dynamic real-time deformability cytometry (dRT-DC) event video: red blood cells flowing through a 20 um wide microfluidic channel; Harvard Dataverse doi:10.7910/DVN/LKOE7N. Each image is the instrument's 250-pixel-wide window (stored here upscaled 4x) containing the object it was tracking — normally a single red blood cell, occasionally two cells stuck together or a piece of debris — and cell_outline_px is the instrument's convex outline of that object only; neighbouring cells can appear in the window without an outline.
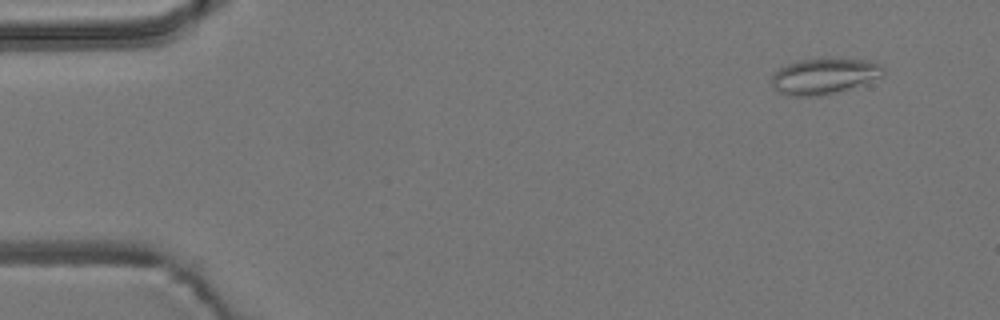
{"species": "common noctule bat (a hibernating species)", "species_latin": "Nyctalus noctula", "temperature_condition": "room temperature", "stored_images_in_passage": 56, "camera_frame_rate_fps": 3000, "um_per_image_px": 0.085, "animal": {"sex": "male", "body_mass_g": 19.2, "forearm_length_mm": 51.8}, "frame": {"image": 1, "passage_image": 5, "time_ms": 1.333, "image_size_px": [1000, 320], "cell_outline_px": [[884, 72], [880, 76], [824, 96], [788, 96], [780, 92], [772, 84], [772, 72], [788, 64], [800, 60], [828, 56], [868, 60], [880, 64], [884, 68]], "centroid_in_image_um": [70.01, 6.42], "position_along_channel_um": 15.0, "area_um2": 23.41}}
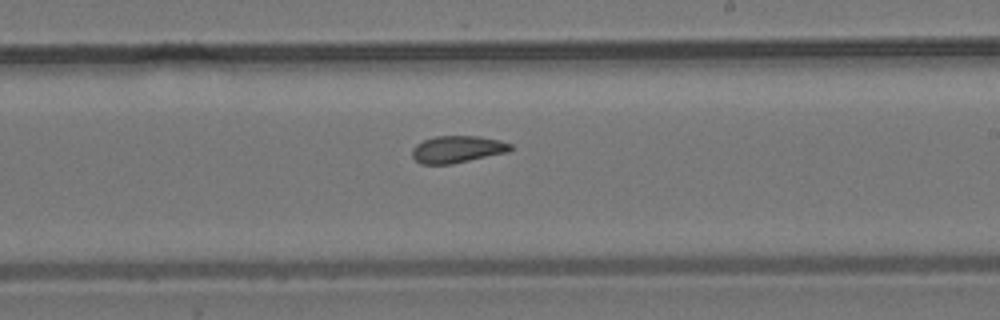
{"frame": {"image": 2, "passage_image": 33, "time_ms": 10.667, "image_size_px": [1000, 320], "cell_outline_px": [[512, 148], [508, 152], [452, 164], [420, 164], [412, 156], [412, 148], [416, 144], [424, 140], [436, 136], [480, 136], [500, 140], [512, 144]], "centroid_in_image_um": [38.87, 12.69], "position_along_channel_um": 250.1, "area_um2": 15.55}}
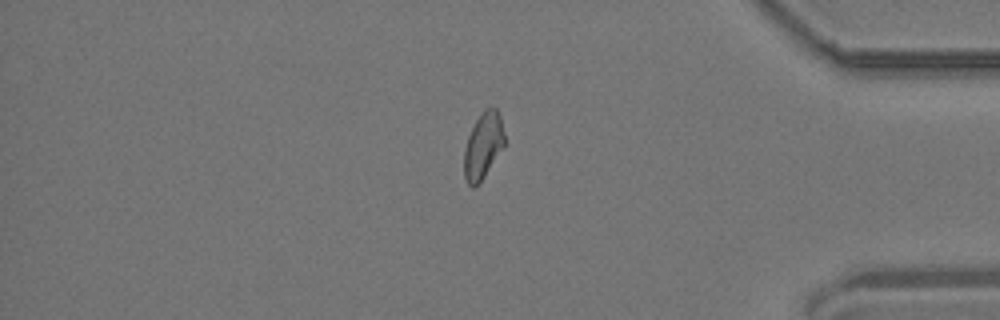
{"frame": {"image": 3, "passage_image": 47, "time_ms": 15.333, "image_size_px": [1000, 320], "cell_outline_px": [[504, 144], [480, 184], [476, 188], [472, 188], [464, 180], [464, 148], [468, 136], [476, 120], [484, 108], [496, 108], [500, 116], [504, 132]], "centroid_in_image_um": [41.04, 12.43], "position_along_channel_um": 394.2, "area_um2": 15.61}, "authors_computed_cell_mechanics": {"area_um2": 16.2418, "velocity_mm_per_s": 3.7153, "shape_relaxation_time_tau1_ms": null, "shape_relaxation_time_tau2_ms": 2.3228, "deformation_change_tau1": null, "deformation_change_tau2": 0.0921}}